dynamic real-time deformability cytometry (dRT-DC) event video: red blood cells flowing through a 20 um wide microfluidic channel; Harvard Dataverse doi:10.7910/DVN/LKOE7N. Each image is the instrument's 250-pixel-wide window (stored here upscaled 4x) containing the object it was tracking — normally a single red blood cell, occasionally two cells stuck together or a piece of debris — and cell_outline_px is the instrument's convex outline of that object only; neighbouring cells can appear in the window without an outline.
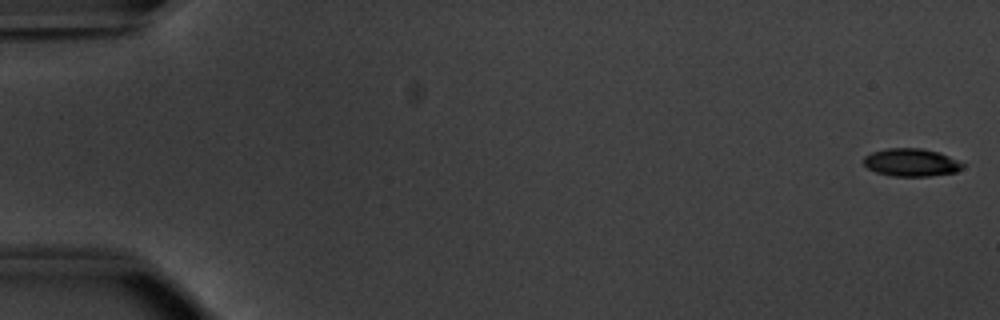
{"species": "common noctule bat (a hibernating species)", "species_latin": "Nyctalus noctula", "temperature_condition": "warm", "stored_images_in_passage": 48, "camera_frame_rate_fps": 3000, "um_per_image_px": 0.085, "animal": {"sex": "male", "body_mass_g": 20.1, "forearm_length_mm": 53.5}, "frame": {"image": 1, "passage_image": 1, "time_ms": 0.0, "image_size_px": [1000, 320], "cell_outline_px": [[968, 164], [964, 168], [956, 172], [928, 176], [892, 176], [876, 172], [868, 168], [864, 164], [864, 156], [872, 152], [888, 148], [924, 148], [940, 152]], "centroid_in_image_um": [77.52, 13.8], "position_along_channel_um": 7.5, "area_um2": 16.3}}
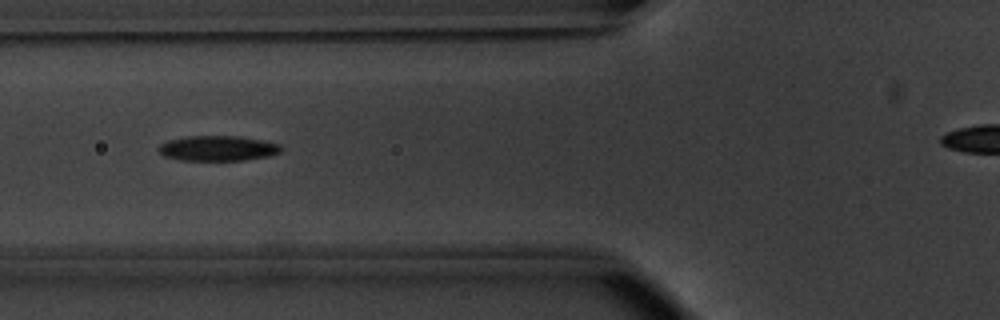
{"frame": {"image": 2, "passage_image": 21, "time_ms": 6.667, "image_size_px": [1000, 320], "cell_outline_px": [[284, 148], [280, 152], [268, 156], [244, 160], [180, 160], [164, 156], [160, 152], [160, 144], [168, 140], [188, 136], [240, 136], [280, 144]], "centroid_in_image_um": [18.53, 12.6], "position_along_channel_um": 107.3, "area_um2": 17.86}}
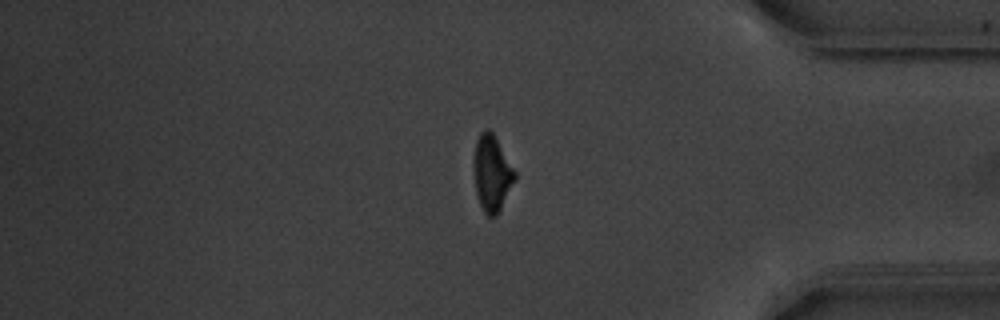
{"frame": {"image": 3, "passage_image": 45, "time_ms": 14.667, "image_size_px": [1000, 320], "cell_outline_px": [[516, 180], [496, 216], [488, 216], [484, 212], [480, 204], [476, 192], [472, 164], [472, 160], [476, 140], [480, 132], [488, 128], [492, 132], [516, 172]], "centroid_in_image_um": [41.79, 14.71], "position_along_channel_um": 393.4, "area_um2": 18.26}}